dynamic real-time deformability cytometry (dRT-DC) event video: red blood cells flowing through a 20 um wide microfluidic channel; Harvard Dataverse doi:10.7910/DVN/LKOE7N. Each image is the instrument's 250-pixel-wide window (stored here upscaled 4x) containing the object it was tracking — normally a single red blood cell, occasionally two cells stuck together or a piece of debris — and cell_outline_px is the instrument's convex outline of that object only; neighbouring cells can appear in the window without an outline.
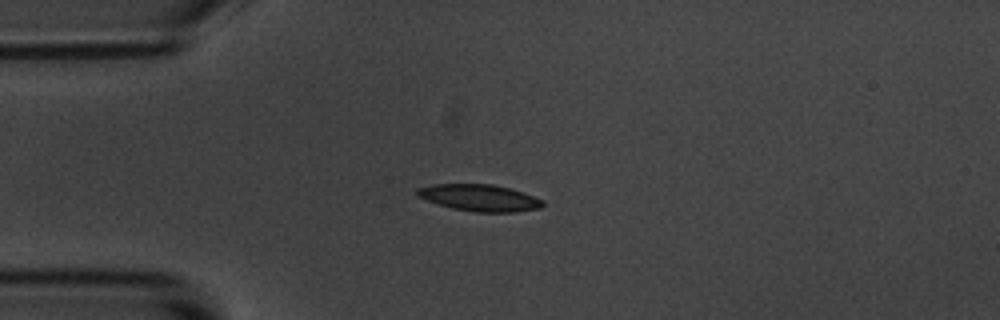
{"species": "common noctule bat (a hibernating species)", "species_latin": "Nyctalus noctula", "temperature_condition": "room temperature", "stored_images_in_passage": 5, "camera_frame_rate_fps": 3000, "um_per_image_px": 0.085, "animal": {"sex": "male", "body_mass_g": 20.1, "forearm_length_mm": 53.5}, "frame": {"image": 1, "passage_image": 4, "time_ms": 1.0, "image_size_px": [1000, 320], "cell_outline_px": [[544, 204], [540, 208], [512, 212], [476, 212], [452, 208], [416, 196], [416, 188], [432, 184], [492, 184], [508, 188], [544, 200]], "centroid_in_image_um": [40.73, 16.81], "position_along_channel_um": 44.3, "area_um2": 19.31}}